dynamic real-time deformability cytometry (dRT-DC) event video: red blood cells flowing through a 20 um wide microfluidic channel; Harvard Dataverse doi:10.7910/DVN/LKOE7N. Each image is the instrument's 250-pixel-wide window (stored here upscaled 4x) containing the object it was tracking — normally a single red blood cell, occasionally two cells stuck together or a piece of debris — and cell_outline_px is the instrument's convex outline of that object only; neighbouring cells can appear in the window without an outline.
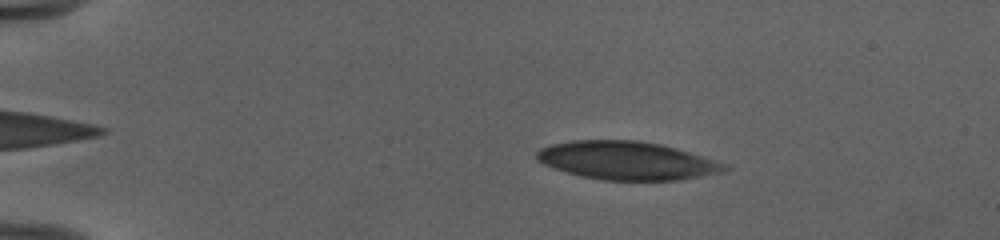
{"species": "human", "species_latin": "Homo sapiens", "temperature_condition": "cold", "stored_images_in_passage": 51, "camera_frame_rate_fps": 3000, "um_per_image_px": 0.085, "donor": {"sex": "female"}, "frame": {"image": 1, "passage_image": 9, "time_ms": 2.667, "image_size_px": [1000, 240], "cell_outline_px": [[728, 168], [724, 172], [680, 180], [604, 180], [580, 176], [544, 164], [536, 160], [536, 152], [540, 148], [552, 144], [572, 140], [640, 140], [660, 144], [676, 148], [716, 160], [728, 164]], "centroid_in_image_um": [53.31, 13.64], "position_along_channel_um": 31.7, "area_um2": 41.91}}
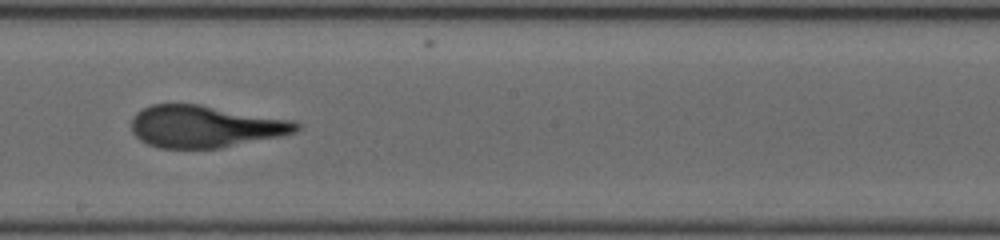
{"frame": {"image": 2, "passage_image": 30, "time_ms": 9.667, "image_size_px": [1000, 240], "cell_outline_px": [[300, 128], [296, 132], [280, 136], [220, 148], [160, 148], [148, 144], [140, 140], [132, 132], [132, 116], [136, 112], [152, 104], [200, 104], [296, 120], [300, 124]], "centroid_in_image_um": [17.45, 10.74], "position_along_channel_um": 230.7, "area_um2": 40.63}}
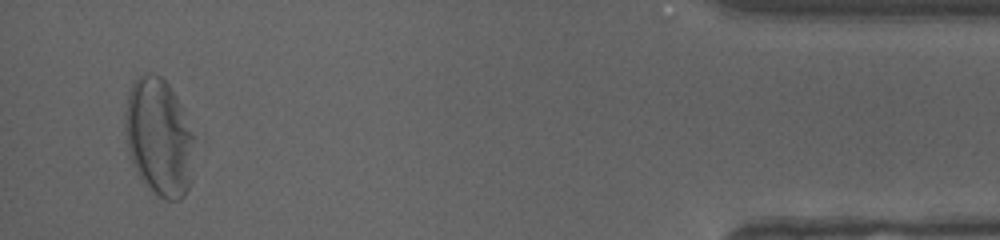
{"frame": {"image": 3, "passage_image": 49, "time_ms": 16.0, "image_size_px": [1000, 240], "cell_outline_px": [[208, 144], [192, 180], [184, 196], [180, 200], [164, 200], [140, 176], [132, 164], [128, 152], [124, 124], [124, 120], [128, 92], [132, 84], [140, 76], [148, 72], [152, 72], [160, 76], [168, 84], [204, 136]], "centroid_in_image_um": [13.76, 11.67], "position_along_channel_um": 421.4, "area_um2": 51.27}}